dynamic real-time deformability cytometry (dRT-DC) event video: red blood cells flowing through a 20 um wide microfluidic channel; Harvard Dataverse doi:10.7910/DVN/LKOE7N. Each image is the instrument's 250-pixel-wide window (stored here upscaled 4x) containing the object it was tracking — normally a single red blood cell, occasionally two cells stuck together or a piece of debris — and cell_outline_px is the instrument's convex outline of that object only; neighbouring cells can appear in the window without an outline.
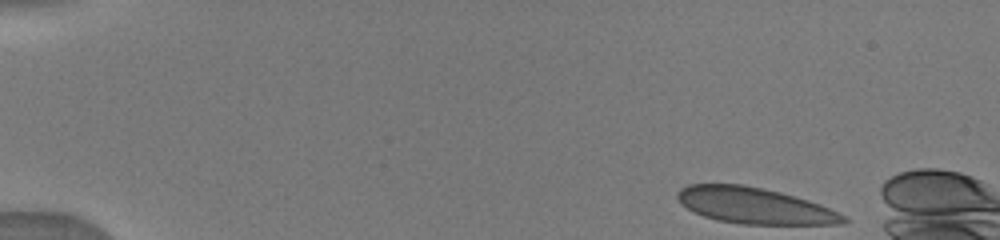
{"species": "human", "species_latin": "Homo sapiens", "temperature_condition": "warm", "stored_images_in_passage": 48, "camera_frame_rate_fps": 3000, "um_per_image_px": 0.085, "donor": {"sex": "male"}, "frame": {"image": 1, "passage_image": 1, "time_ms": 0.0, "image_size_px": [1000, 240], "cell_outline_px": [[848, 220], [844, 224], [740, 224], [716, 220], [704, 216], [680, 204], [676, 196], [676, 192], [680, 188], [688, 184], [744, 184], [780, 192], [796, 196], [820, 204], [844, 216]], "centroid_in_image_um": [64.09, 17.47], "position_along_channel_um": 20.9, "area_um2": 34.91}}
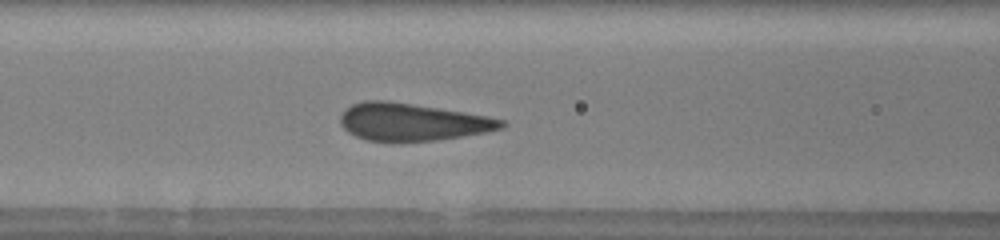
{"frame": {"image": 2, "passage_image": 20, "time_ms": 5.667, "image_size_px": [1000, 240], "cell_outline_px": [[508, 124], [504, 128], [488, 132], [436, 140], [400, 144], [392, 144], [368, 140], [356, 136], [348, 132], [340, 124], [340, 116], [344, 108], [352, 104], [364, 100], [388, 100], [464, 112], [488, 116], [504, 120]], "centroid_in_image_um": [35.02, 10.4], "position_along_channel_um": 131.6, "area_um2": 36.07}}
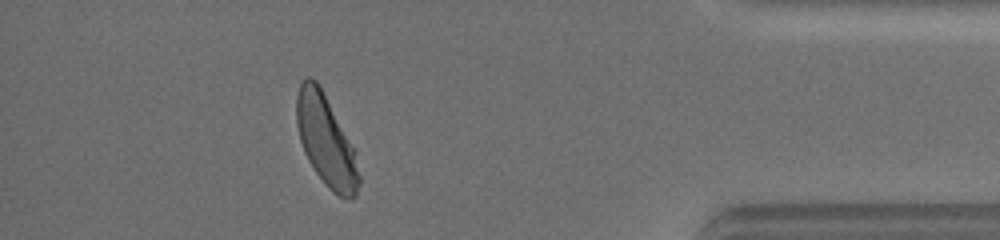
{"frame": {"image": 3, "passage_image": 45, "time_ms": 13.333, "image_size_px": [1000, 240], "cell_outline_px": [[360, 180], [356, 196], [352, 200], [340, 196], [332, 192], [328, 188], [316, 172], [308, 160], [304, 152], [300, 140], [296, 124], [296, 96], [300, 84], [308, 76], [316, 80], [356, 152], [360, 176]], "centroid_in_image_um": [27.71, 12.0], "position_along_channel_um": 407.5, "area_um2": 32.77}}